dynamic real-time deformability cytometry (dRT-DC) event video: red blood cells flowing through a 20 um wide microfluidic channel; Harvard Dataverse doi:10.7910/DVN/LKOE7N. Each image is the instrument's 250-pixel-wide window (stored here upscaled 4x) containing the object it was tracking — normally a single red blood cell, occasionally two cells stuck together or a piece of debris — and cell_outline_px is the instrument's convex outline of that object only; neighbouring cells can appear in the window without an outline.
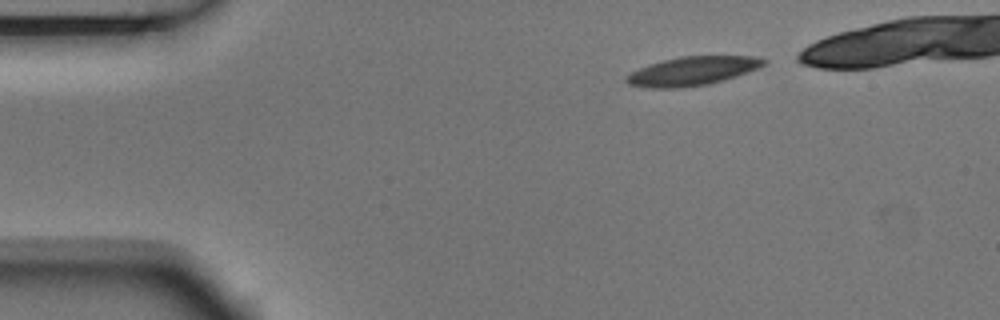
{"species": "Egyptian fruit bat (a non-hibernating species)", "species_latin": "Rousettus aegyptiacus", "temperature_condition": "room temperature", "stored_images_in_passage": 7, "camera_frame_rate_fps": 3000, "um_per_image_px": 0.085, "animal": {"sex": "male"}, "frame": {"image": 1, "passage_image": 1, "time_ms": 0.0, "image_size_px": [1000, 320], "cell_outline_px": [[768, 64], [760, 68], [724, 80], [708, 84], [680, 88], [648, 88], [628, 84], [624, 80], [624, 76], [640, 68], [664, 60], [680, 56], [752, 56], [768, 60]], "centroid_in_image_um": [58.88, 6.04], "position_along_channel_um": 26.1, "area_um2": 23.12}}